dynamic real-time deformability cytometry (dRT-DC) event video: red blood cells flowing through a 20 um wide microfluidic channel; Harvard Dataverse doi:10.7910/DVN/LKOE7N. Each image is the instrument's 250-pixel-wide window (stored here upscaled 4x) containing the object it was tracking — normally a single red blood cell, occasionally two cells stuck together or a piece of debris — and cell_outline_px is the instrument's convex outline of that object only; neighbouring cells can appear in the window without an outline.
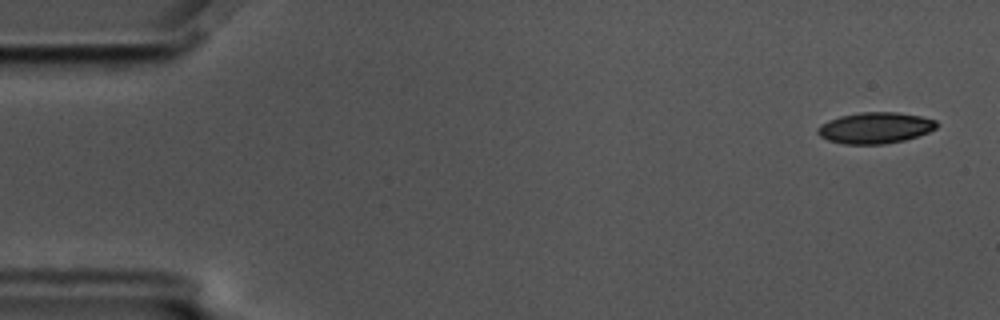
{"species": "common noctule bat (a hibernating species)", "species_latin": "Nyctalus noctula", "temperature_condition": "cold", "stored_images_in_passage": 56, "camera_frame_rate_fps": 3000, "um_per_image_px": 0.085, "animal": {"sex": "male", "body_mass_g": 17.5, "forearm_length_mm": 52.3}, "frame": {"image": 1, "passage_image": 3, "time_ms": 0.667, "image_size_px": [1000, 320], "cell_outline_px": [[940, 124], [936, 128], [928, 132], [904, 140], [884, 144], [844, 144], [828, 140], [820, 136], [816, 132], [816, 128], [820, 124], [828, 120], [840, 116], [860, 112], [896, 112], [920, 116], [936, 120]], "centroid_in_image_um": [74.37, 10.86], "position_along_channel_um": 10.6, "area_um2": 21.68}}
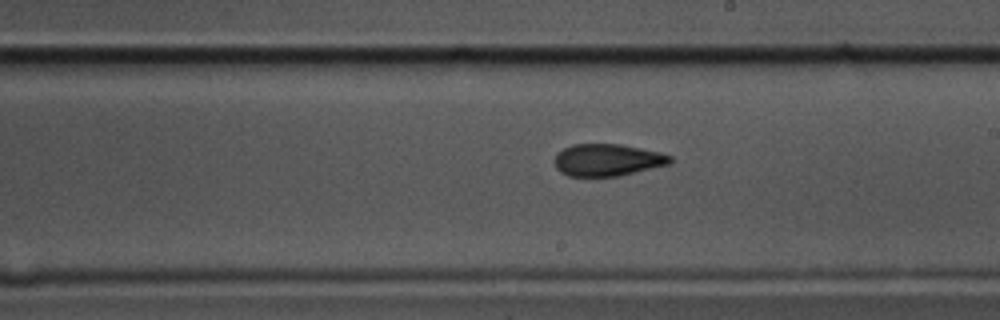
{"frame": {"image": 2, "passage_image": 33, "time_ms": 10.667, "image_size_px": [1000, 320], "cell_outline_px": [[672, 164], [616, 176], [568, 176], [560, 172], [556, 168], [552, 160], [556, 152], [572, 144], [620, 144], [660, 152], [672, 156]], "centroid_in_image_um": [51.6, 13.59], "position_along_channel_um": 237.4, "area_um2": 21.85}}
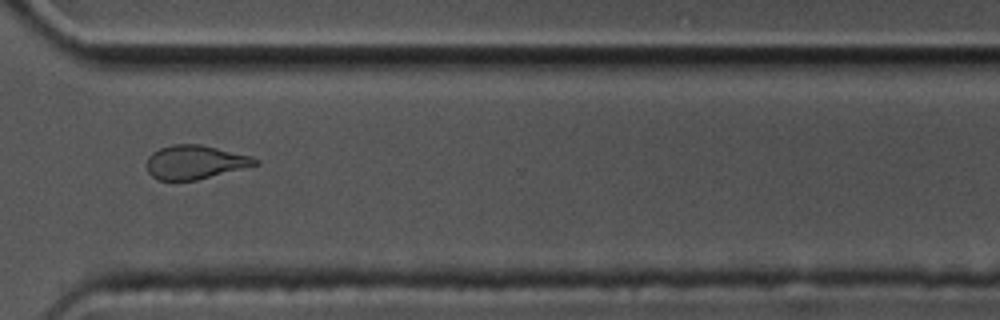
{"frame": {"image": 3, "passage_image": 43, "time_ms": 14.0, "image_size_px": [1000, 320], "cell_outline_px": [[260, 164], [196, 180], [156, 180], [148, 172], [148, 156], [152, 152], [160, 148], [172, 144], [200, 144], [252, 156], [260, 160]], "centroid_in_image_um": [16.59, 13.78], "position_along_channel_um": 354.0, "area_um2": 21.33}, "authors_computed_cell_mechanics": {"area_um2": 22.4264, "velocity_mm_per_s": 3.4945, "shape_relaxation_time_tau1_ms": 11.0195, "shape_relaxation_time_tau2_ms": 2.9189, "deformation_change_tau1": 0.1929, "deformation_change_tau2": 0.0933}}